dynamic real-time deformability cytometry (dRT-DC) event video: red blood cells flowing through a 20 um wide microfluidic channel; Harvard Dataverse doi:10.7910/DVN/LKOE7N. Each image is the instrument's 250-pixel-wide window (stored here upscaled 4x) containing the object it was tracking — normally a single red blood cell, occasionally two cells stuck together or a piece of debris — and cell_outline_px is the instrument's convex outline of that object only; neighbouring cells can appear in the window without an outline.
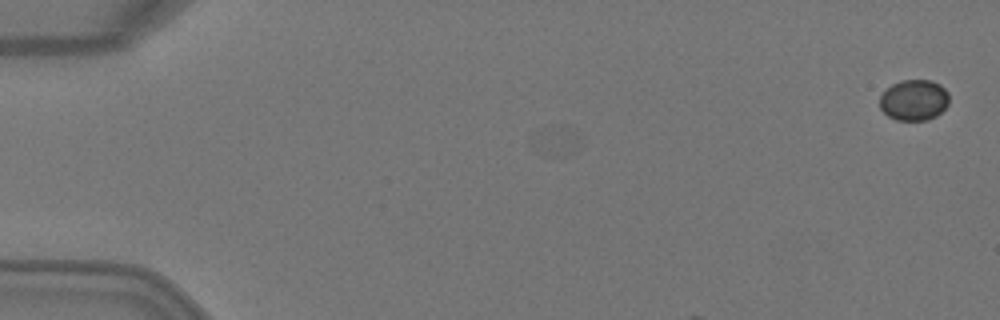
{"species": "Egyptian fruit bat (a non-hibernating species)", "species_latin": "Rousettus aegyptiacus", "temperature_condition": "warm", "stored_images_in_passage": 4, "camera_frame_rate_fps": 3000, "um_per_image_px": 0.085, "animal": {"sex": "female"}, "frame": {"image": 1, "passage_image": 1, "time_ms": 0.0, "image_size_px": [1000, 320], "cell_outline_px": [[948, 104], [936, 116], [928, 120], [896, 120], [888, 116], [880, 108], [880, 96], [892, 84], [900, 80], [932, 80], [940, 84], [948, 92]], "centroid_in_image_um": [77.69, 8.5], "position_along_channel_um": 7.3, "area_um2": 16.53}}